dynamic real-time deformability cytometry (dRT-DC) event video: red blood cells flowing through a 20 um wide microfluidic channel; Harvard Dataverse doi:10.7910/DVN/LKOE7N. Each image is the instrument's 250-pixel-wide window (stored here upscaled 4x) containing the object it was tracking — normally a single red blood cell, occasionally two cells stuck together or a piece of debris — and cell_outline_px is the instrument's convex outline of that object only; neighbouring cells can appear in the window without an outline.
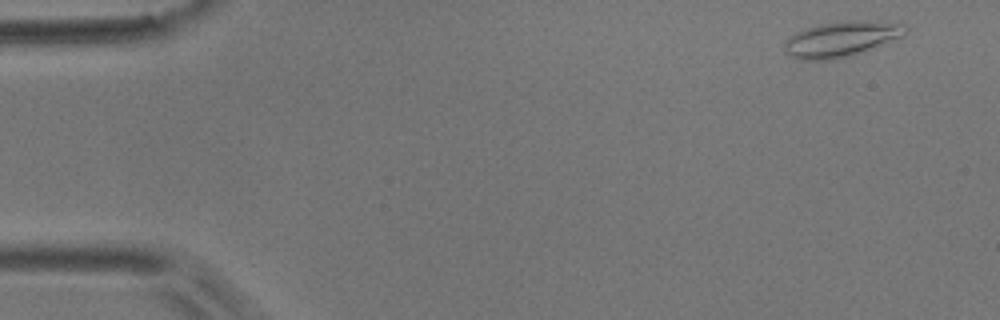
{"species": "common noctule bat (a hibernating species)", "species_latin": "Nyctalus noctula", "temperature_condition": "room temperature", "stored_images_in_passage": 5, "camera_frame_rate_fps": 3000, "um_per_image_px": 0.085, "animal": {"sex": "male", "body_mass_g": 17.9}, "frame": {"image": 1, "passage_image": 1, "time_ms": 0.0, "image_size_px": [1000, 320], "cell_outline_px": [[908, 32], [904, 36], [896, 40], [848, 56], [832, 60], [800, 60], [784, 52], [784, 40], [796, 32], [820, 24], [848, 20], [876, 20], [908, 24]], "centroid_in_image_um": [71.57, 3.3], "position_along_channel_um": 13.4, "area_um2": 25.32}}